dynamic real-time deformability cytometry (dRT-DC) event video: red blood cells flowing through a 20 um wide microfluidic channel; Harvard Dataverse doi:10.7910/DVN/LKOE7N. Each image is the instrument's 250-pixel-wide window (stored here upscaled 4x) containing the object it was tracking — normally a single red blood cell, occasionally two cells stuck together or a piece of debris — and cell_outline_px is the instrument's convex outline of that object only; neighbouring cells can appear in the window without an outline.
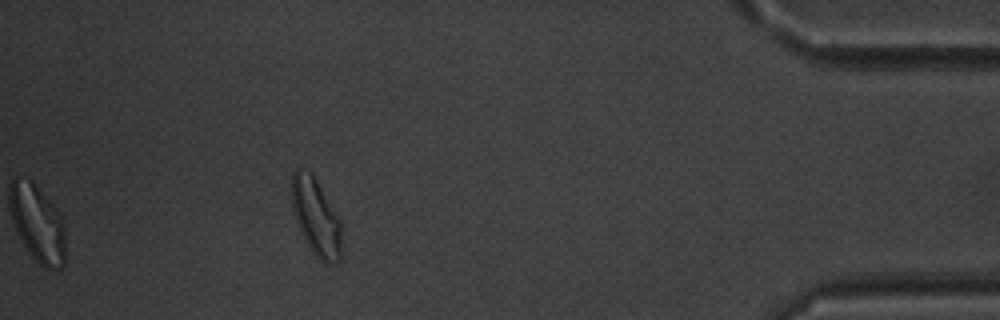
{"species": "common noctule bat (a hibernating species)", "species_latin": "Nyctalus noctula", "temperature_condition": "warm", "stored_images_in_passage": 47, "segment_of_instrument_passage": [2, 2], "camera_frame_rate_fps": 3000, "um_per_image_px": 0.085, "animal": {"sex": "male", "body_mass_g": 20.1, "forearm_length_mm": 53.5}, "frame": {"image": 1, "passage_image": 47, "time_ms": 15.333, "image_size_px": [1000, 320], "cell_outline_px": [[340, 260], [336, 264], [328, 264], [320, 260], [312, 252], [296, 220], [292, 208], [292, 172], [296, 168], [300, 168], [312, 172], [340, 220]], "centroid_in_image_um": [26.85, 18.43], "position_along_channel_um": 408.4, "area_um2": 22.08}}